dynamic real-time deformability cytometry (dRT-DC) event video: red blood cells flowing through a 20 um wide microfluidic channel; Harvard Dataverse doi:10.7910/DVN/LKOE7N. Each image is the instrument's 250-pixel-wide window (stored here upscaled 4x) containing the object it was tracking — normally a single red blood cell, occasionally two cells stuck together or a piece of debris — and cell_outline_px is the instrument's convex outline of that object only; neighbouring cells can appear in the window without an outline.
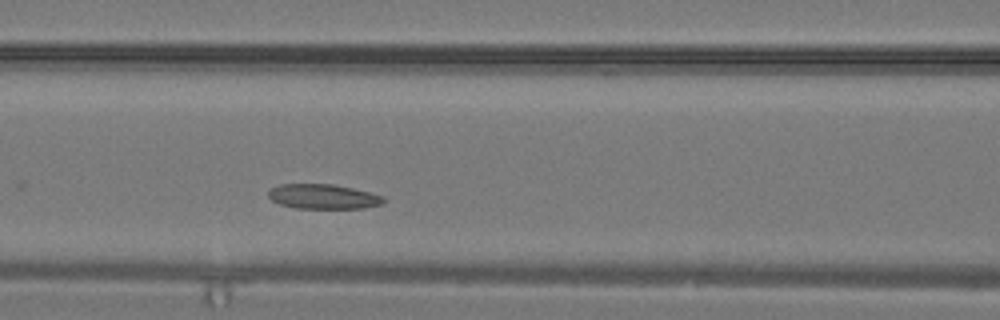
{"species": "common noctule bat (a hibernating species)", "species_latin": "Nyctalus noctula", "temperature_condition": "warm", "stored_images_in_passage": 11, "camera_frame_rate_fps": 3000, "um_per_image_px": 0.085, "animal": {"sex": "male", "body_mass_g": 19.2, "forearm_length_mm": 51.8}, "frame": {"image": 1, "passage_image": 7, "time_ms": 2.0, "image_size_px": [1000, 320], "cell_outline_px": [[384, 204], [364, 208], [296, 208], [280, 204], [272, 200], [268, 196], [268, 192], [272, 188], [280, 184], [332, 184], [372, 192], [384, 196]], "centroid_in_image_um": [27.51, 16.71], "position_along_channel_um": 139.1, "area_um2": 16.65}}
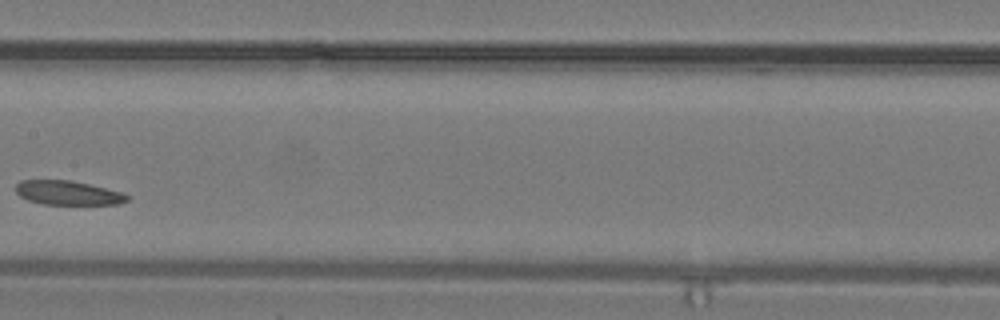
{"frame": {"image": 2, "passage_image": 10, "time_ms": 3.0, "image_size_px": [1000, 320], "cell_outline_px": [[128, 200], [116, 204], [40, 204], [28, 200], [20, 196], [16, 192], [16, 184], [20, 180], [72, 180], [124, 192], [128, 196]], "centroid_in_image_um": [5.76, 16.38], "position_along_channel_um": 201.6, "area_um2": 15.72}}